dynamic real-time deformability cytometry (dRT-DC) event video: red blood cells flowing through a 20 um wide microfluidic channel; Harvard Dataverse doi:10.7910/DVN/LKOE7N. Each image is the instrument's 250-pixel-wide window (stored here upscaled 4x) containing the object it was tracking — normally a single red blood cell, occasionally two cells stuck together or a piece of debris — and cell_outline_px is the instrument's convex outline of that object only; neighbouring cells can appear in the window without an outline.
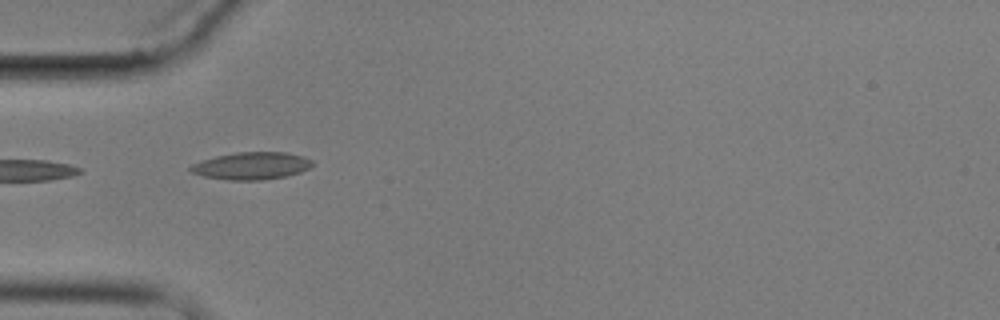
{"species": "common noctule bat (a hibernating species)", "species_latin": "Nyctalus noctula", "temperature_condition": "cold", "stored_images_in_passage": 7, "camera_frame_rate_fps": 3000, "um_per_image_px": 0.085, "animal": {"sex": "male", "body_mass_g": 17.9}, "frame": {"image": 1, "passage_image": 6, "time_ms": 6.0, "image_size_px": [1000, 320], "cell_outline_px": [[312, 164], [308, 168], [300, 172], [284, 176], [264, 180], [228, 180], [204, 176], [192, 172], [188, 168], [192, 164], [200, 160], [216, 156], [236, 152], [288, 152], [304, 156], [312, 160]], "centroid_in_image_um": [21.37, 14.08], "position_along_channel_um": 63.6, "area_um2": 19.42}}